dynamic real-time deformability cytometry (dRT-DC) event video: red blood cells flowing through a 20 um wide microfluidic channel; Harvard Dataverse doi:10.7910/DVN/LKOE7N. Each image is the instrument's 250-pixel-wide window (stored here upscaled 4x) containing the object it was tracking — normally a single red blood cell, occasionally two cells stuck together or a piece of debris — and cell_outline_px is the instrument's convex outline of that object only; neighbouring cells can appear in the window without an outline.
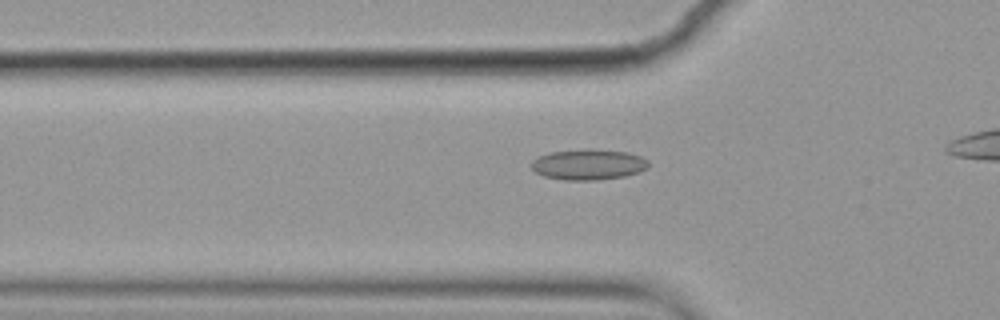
{"species": "common noctule bat (a hibernating species)", "species_latin": "Nyctalus noctula", "temperature_condition": "cold", "stored_images_in_passage": 38, "camera_frame_rate_fps": 3000, "um_per_image_px": 0.085, "animal": {"sex": "female", "body_mass_g": 19.9}, "frame": {"image": 1, "passage_image": 10, "time_ms": 3.0, "image_size_px": [1000, 320], "cell_outline_px": [[648, 168], [624, 176], [596, 180], [564, 180], [544, 176], [536, 172], [532, 168], [532, 160], [540, 156], [552, 152], [584, 148], [592, 148], [628, 152], [640, 156], [648, 160]], "centroid_in_image_um": [50.02, 13.97], "position_along_channel_um": 75.8, "area_um2": 20.92}}
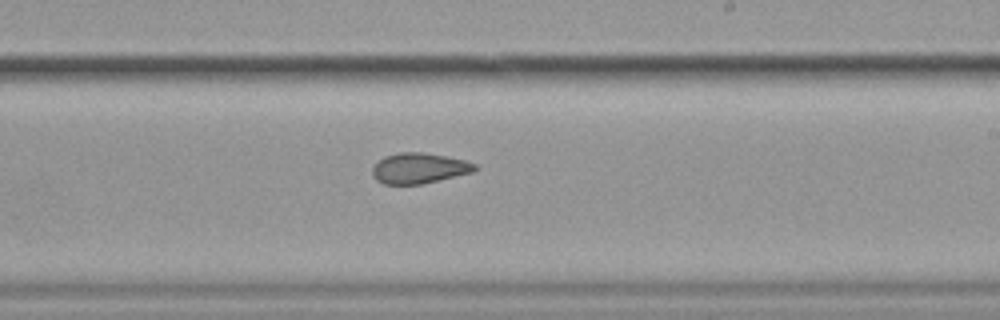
{"frame": {"image": 2, "passage_image": 25, "time_ms": 8.0, "image_size_px": [1000, 320], "cell_outline_px": [[476, 168], [472, 172], [424, 184], [384, 184], [376, 180], [372, 176], [372, 168], [384, 156], [400, 152], [424, 152], [448, 156], [464, 160], [476, 164]], "centroid_in_image_um": [35.61, 14.3], "position_along_channel_um": 253.4, "area_um2": 18.26}}
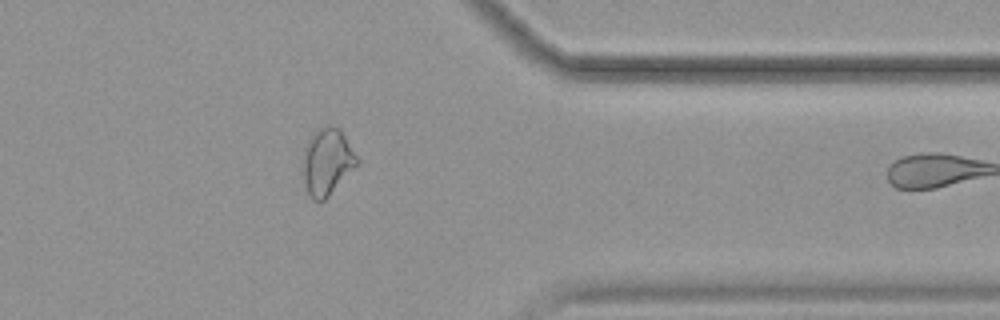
{"frame": {"image": 3, "passage_image": 37, "time_ms": 12.0, "image_size_px": [1000, 320], "cell_outline_px": [[360, 164], [324, 200], [312, 200], [304, 184], [304, 148], [308, 140], [320, 128], [328, 124], [332, 124], [340, 128], [360, 160]], "centroid_in_image_um": [27.85, 13.73], "position_along_channel_um": 383.5, "area_um2": 21.04}}